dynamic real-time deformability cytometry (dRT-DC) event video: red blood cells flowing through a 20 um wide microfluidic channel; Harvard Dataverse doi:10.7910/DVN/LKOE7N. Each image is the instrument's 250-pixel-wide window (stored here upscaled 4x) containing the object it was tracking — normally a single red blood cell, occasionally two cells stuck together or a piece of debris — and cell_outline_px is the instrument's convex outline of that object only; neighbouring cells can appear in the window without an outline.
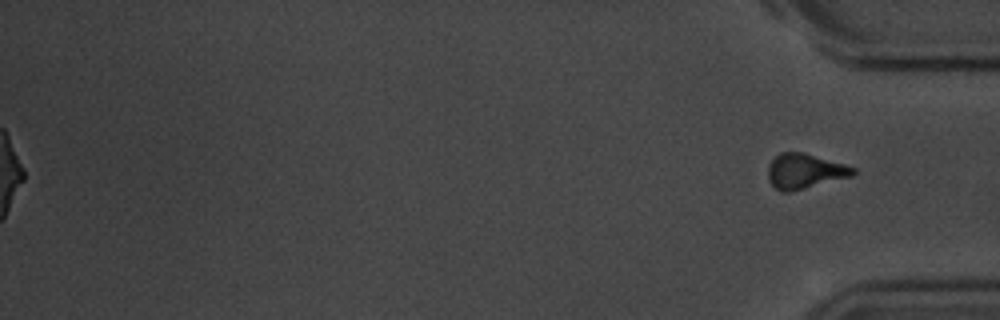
{"species": "common noctule bat (a hibernating species)", "species_latin": "Nyctalus noctula", "temperature_condition": "room temperature", "stored_images_in_passage": 58, "segment_of_instrument_passage": [2, 2], "camera_frame_rate_fps": 3000, "um_per_image_px": 0.085, "animal": {"sex": "male", "body_mass_g": 20.1, "forearm_length_mm": 53.5}, "frame": {"image": 1, "passage_image": 58, "time_ms": 19.0, "image_size_px": [1000, 320], "cell_outline_px": [[856, 172], [852, 176], [792, 192], [780, 192], [768, 180], [768, 164], [780, 152], [804, 152], [844, 164], [856, 168]], "centroid_in_image_um": [68.39, 14.56], "position_along_channel_um": 366.8, "area_um2": 17.46}}